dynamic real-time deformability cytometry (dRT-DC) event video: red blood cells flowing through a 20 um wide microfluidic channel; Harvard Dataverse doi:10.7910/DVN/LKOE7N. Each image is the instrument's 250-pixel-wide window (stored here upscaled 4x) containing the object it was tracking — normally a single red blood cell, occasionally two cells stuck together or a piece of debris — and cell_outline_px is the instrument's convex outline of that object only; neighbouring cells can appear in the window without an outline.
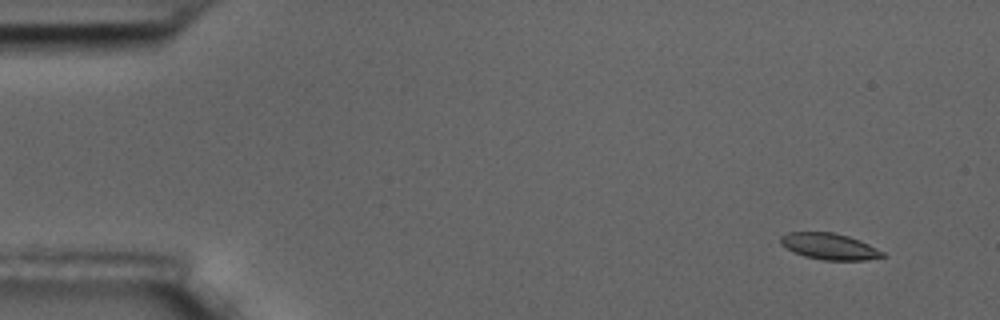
{"species": "common noctule bat (a hibernating species)", "species_latin": "Nyctalus noctula", "temperature_condition": "room temperature", "stored_images_in_passage": 4, "camera_frame_rate_fps": 3000, "um_per_image_px": 0.085, "animal": {"sex": "male", "body_mass_g": 17.5, "forearm_length_mm": 52.3}, "frame": {"image": 1, "passage_image": 1, "time_ms": 0.0, "image_size_px": [1000, 320], "cell_outline_px": [[884, 256], [864, 260], [824, 260], [804, 256], [780, 244], [780, 236], [788, 232], [832, 232], [848, 236], [860, 240], [884, 252]], "centroid_in_image_um": [70.48, 20.93], "position_along_channel_um": 14.5, "area_um2": 15.43}}